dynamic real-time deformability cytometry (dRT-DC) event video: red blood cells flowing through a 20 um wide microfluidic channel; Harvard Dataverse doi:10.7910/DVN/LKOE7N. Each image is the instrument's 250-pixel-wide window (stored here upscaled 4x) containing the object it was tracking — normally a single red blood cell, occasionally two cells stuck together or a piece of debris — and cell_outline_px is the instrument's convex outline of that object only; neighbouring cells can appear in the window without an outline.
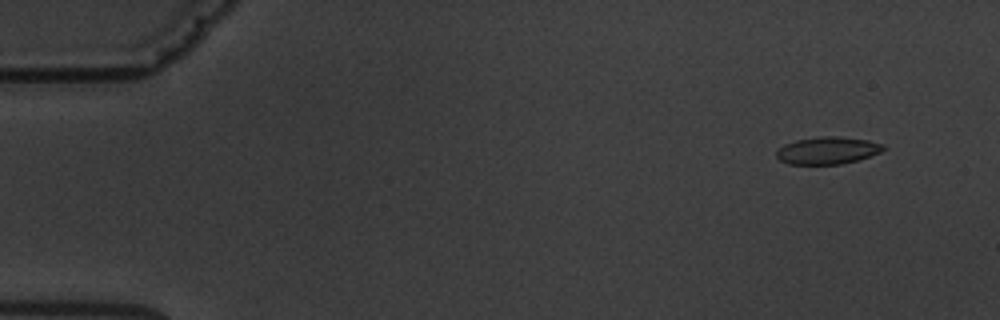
{"species": "common noctule bat (a hibernating species)", "species_latin": "Nyctalus noctula", "temperature_condition": "warm", "stored_images_in_passage": 14, "camera_frame_rate_fps": 3000, "um_per_image_px": 0.085, "animal": {"sex": "male", "body_mass_g": 19.5, "forearm_length_mm": 54.6}, "frame": {"image": 1, "passage_image": 1, "time_ms": 0.0, "image_size_px": [1000, 320], "cell_outline_px": [[884, 148], [880, 152], [856, 160], [840, 164], [788, 164], [780, 160], [776, 156], [776, 152], [784, 144], [796, 140], [820, 136], [836, 136], [868, 140], [884, 144]], "centroid_in_image_um": [70.31, 12.78], "position_along_channel_um": 14.7, "area_um2": 16.82}}
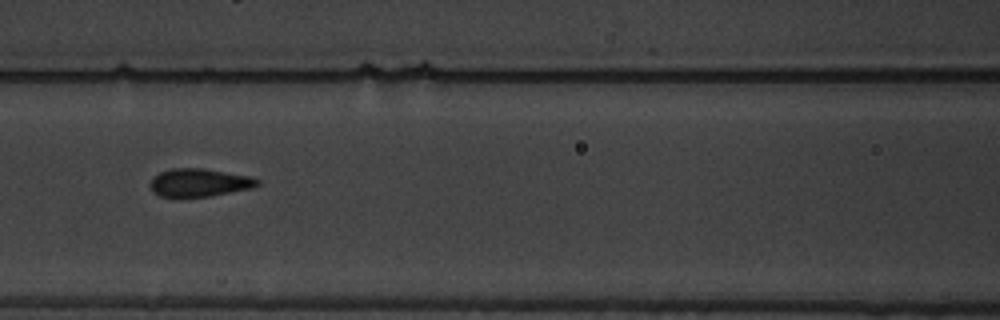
{"frame": {"image": 2, "passage_image": 6, "time_ms": 7.0, "image_size_px": [1000, 320], "cell_outline_px": [[260, 184], [252, 188], [208, 196], [160, 196], [152, 192], [148, 184], [152, 176], [160, 172], [172, 168], [204, 168], [248, 176], [260, 180]], "centroid_in_image_um": [16.89, 15.51], "position_along_channel_um": 149.7, "area_um2": 17.46}}
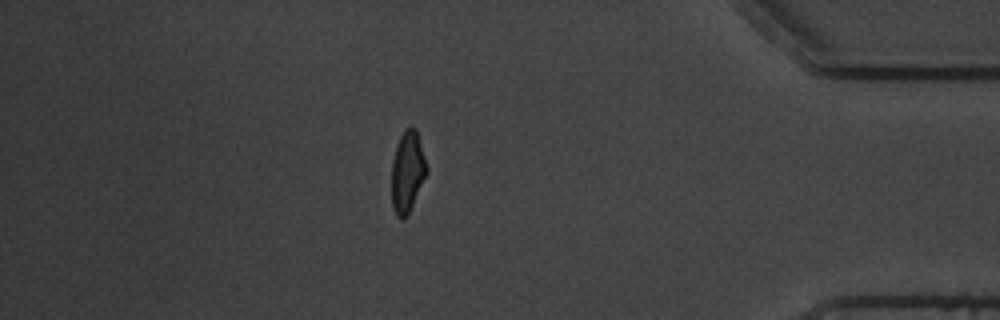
{"frame": {"image": 3, "passage_image": 13, "time_ms": 15.0, "image_size_px": [1000, 320], "cell_outline_px": [[428, 172], [408, 212], [400, 220], [396, 216], [392, 208], [392, 160], [396, 144], [404, 128], [416, 128], [428, 168]], "centroid_in_image_um": [34.62, 14.57], "position_along_channel_um": 400.6, "area_um2": 16.47}, "authors_computed_cell_mechanics": {"area_um2": 17.4267, "velocity_mm_per_s": 3.5831, "shape_relaxation_time_tau1_ms": 3.0919, "shape_relaxation_time_tau2_ms": 0.1538, "deformation_change_tau1": 0.1449, "deformation_change_tau2": 0.0388}}